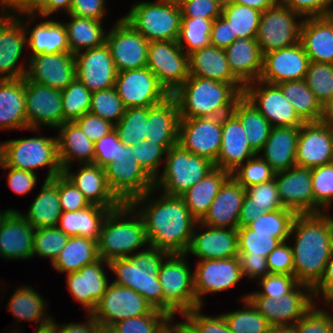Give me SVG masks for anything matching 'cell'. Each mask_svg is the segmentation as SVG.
Instances as JSON below:
<instances>
[{"label":"cell","instance_id":"obj_1","mask_svg":"<svg viewBox=\"0 0 333 333\" xmlns=\"http://www.w3.org/2000/svg\"><path fill=\"white\" fill-rule=\"evenodd\" d=\"M154 192L153 188L130 203L144 221L149 246L169 254L186 253L197 220L180 196L161 193L154 200Z\"/></svg>","mask_w":333,"mask_h":333},{"label":"cell","instance_id":"obj_2","mask_svg":"<svg viewBox=\"0 0 333 333\" xmlns=\"http://www.w3.org/2000/svg\"><path fill=\"white\" fill-rule=\"evenodd\" d=\"M295 240L293 275L299 284L312 289L320 282L333 251V217L321 213L297 214L290 237Z\"/></svg>","mask_w":333,"mask_h":333},{"label":"cell","instance_id":"obj_3","mask_svg":"<svg viewBox=\"0 0 333 333\" xmlns=\"http://www.w3.org/2000/svg\"><path fill=\"white\" fill-rule=\"evenodd\" d=\"M244 87V84L189 76L172 96L178 104L180 119L222 117L232 113Z\"/></svg>","mask_w":333,"mask_h":333},{"label":"cell","instance_id":"obj_4","mask_svg":"<svg viewBox=\"0 0 333 333\" xmlns=\"http://www.w3.org/2000/svg\"><path fill=\"white\" fill-rule=\"evenodd\" d=\"M145 245L149 246L144 221L130 203L109 211L97 241L100 259L110 262L126 258Z\"/></svg>","mask_w":333,"mask_h":333},{"label":"cell","instance_id":"obj_5","mask_svg":"<svg viewBox=\"0 0 333 333\" xmlns=\"http://www.w3.org/2000/svg\"><path fill=\"white\" fill-rule=\"evenodd\" d=\"M186 258V253H170L159 267L163 312L171 317L177 312L183 316L200 306L195 296L193 270H190Z\"/></svg>","mask_w":333,"mask_h":333},{"label":"cell","instance_id":"obj_6","mask_svg":"<svg viewBox=\"0 0 333 333\" xmlns=\"http://www.w3.org/2000/svg\"><path fill=\"white\" fill-rule=\"evenodd\" d=\"M178 1H141L133 4L123 17L136 31L150 41H177L181 28Z\"/></svg>","mask_w":333,"mask_h":333},{"label":"cell","instance_id":"obj_7","mask_svg":"<svg viewBox=\"0 0 333 333\" xmlns=\"http://www.w3.org/2000/svg\"><path fill=\"white\" fill-rule=\"evenodd\" d=\"M164 164L154 189L169 196H181L215 168L210 160L190 153L178 143L167 151Z\"/></svg>","mask_w":333,"mask_h":333},{"label":"cell","instance_id":"obj_8","mask_svg":"<svg viewBox=\"0 0 333 333\" xmlns=\"http://www.w3.org/2000/svg\"><path fill=\"white\" fill-rule=\"evenodd\" d=\"M5 166L35 172L48 166L45 180L63 173L56 137H30L5 141Z\"/></svg>","mask_w":333,"mask_h":333},{"label":"cell","instance_id":"obj_9","mask_svg":"<svg viewBox=\"0 0 333 333\" xmlns=\"http://www.w3.org/2000/svg\"><path fill=\"white\" fill-rule=\"evenodd\" d=\"M246 298L271 327L295 325L317 303L313 289L304 284H298L278 300L270 296H259L256 292L246 294Z\"/></svg>","mask_w":333,"mask_h":333},{"label":"cell","instance_id":"obj_10","mask_svg":"<svg viewBox=\"0 0 333 333\" xmlns=\"http://www.w3.org/2000/svg\"><path fill=\"white\" fill-rule=\"evenodd\" d=\"M302 19L280 1L262 12L256 35L262 55L299 43Z\"/></svg>","mask_w":333,"mask_h":333},{"label":"cell","instance_id":"obj_11","mask_svg":"<svg viewBox=\"0 0 333 333\" xmlns=\"http://www.w3.org/2000/svg\"><path fill=\"white\" fill-rule=\"evenodd\" d=\"M131 153L132 145L122 142L120 159L104 167L109 187L122 203H131L154 188V180Z\"/></svg>","mask_w":333,"mask_h":333},{"label":"cell","instance_id":"obj_12","mask_svg":"<svg viewBox=\"0 0 333 333\" xmlns=\"http://www.w3.org/2000/svg\"><path fill=\"white\" fill-rule=\"evenodd\" d=\"M147 67L172 95L188 78V55L177 41H150Z\"/></svg>","mask_w":333,"mask_h":333},{"label":"cell","instance_id":"obj_13","mask_svg":"<svg viewBox=\"0 0 333 333\" xmlns=\"http://www.w3.org/2000/svg\"><path fill=\"white\" fill-rule=\"evenodd\" d=\"M243 96L257 108L272 127H300L304 123L277 84L261 80L248 83L244 87Z\"/></svg>","mask_w":333,"mask_h":333},{"label":"cell","instance_id":"obj_14","mask_svg":"<svg viewBox=\"0 0 333 333\" xmlns=\"http://www.w3.org/2000/svg\"><path fill=\"white\" fill-rule=\"evenodd\" d=\"M153 309L133 289L111 282L91 314L99 325L112 327L119 321L149 314Z\"/></svg>","mask_w":333,"mask_h":333},{"label":"cell","instance_id":"obj_15","mask_svg":"<svg viewBox=\"0 0 333 333\" xmlns=\"http://www.w3.org/2000/svg\"><path fill=\"white\" fill-rule=\"evenodd\" d=\"M106 44L118 72L147 67L149 41L123 18L107 32Z\"/></svg>","mask_w":333,"mask_h":333},{"label":"cell","instance_id":"obj_16","mask_svg":"<svg viewBox=\"0 0 333 333\" xmlns=\"http://www.w3.org/2000/svg\"><path fill=\"white\" fill-rule=\"evenodd\" d=\"M115 88L125 108H148L170 96L148 67L118 72Z\"/></svg>","mask_w":333,"mask_h":333},{"label":"cell","instance_id":"obj_17","mask_svg":"<svg viewBox=\"0 0 333 333\" xmlns=\"http://www.w3.org/2000/svg\"><path fill=\"white\" fill-rule=\"evenodd\" d=\"M221 143L222 117L180 119L178 144L190 153L215 163Z\"/></svg>","mask_w":333,"mask_h":333},{"label":"cell","instance_id":"obj_18","mask_svg":"<svg viewBox=\"0 0 333 333\" xmlns=\"http://www.w3.org/2000/svg\"><path fill=\"white\" fill-rule=\"evenodd\" d=\"M27 130L55 128L63 124L62 91L25 78Z\"/></svg>","mask_w":333,"mask_h":333},{"label":"cell","instance_id":"obj_19","mask_svg":"<svg viewBox=\"0 0 333 333\" xmlns=\"http://www.w3.org/2000/svg\"><path fill=\"white\" fill-rule=\"evenodd\" d=\"M239 256L198 261L193 270L197 303L203 306L206 294L230 290L243 278Z\"/></svg>","mask_w":333,"mask_h":333},{"label":"cell","instance_id":"obj_20","mask_svg":"<svg viewBox=\"0 0 333 333\" xmlns=\"http://www.w3.org/2000/svg\"><path fill=\"white\" fill-rule=\"evenodd\" d=\"M76 78L90 91L115 87L118 71L106 42L74 54Z\"/></svg>","mask_w":333,"mask_h":333},{"label":"cell","instance_id":"obj_21","mask_svg":"<svg viewBox=\"0 0 333 333\" xmlns=\"http://www.w3.org/2000/svg\"><path fill=\"white\" fill-rule=\"evenodd\" d=\"M108 268L117 277L112 281L113 283L133 289L144 297L153 308L163 311L162 286L158 278L159 270H143L132 255L110 261Z\"/></svg>","mask_w":333,"mask_h":333},{"label":"cell","instance_id":"obj_22","mask_svg":"<svg viewBox=\"0 0 333 333\" xmlns=\"http://www.w3.org/2000/svg\"><path fill=\"white\" fill-rule=\"evenodd\" d=\"M25 78L29 81L63 91L76 78L74 54L62 52L28 57Z\"/></svg>","mask_w":333,"mask_h":333},{"label":"cell","instance_id":"obj_23","mask_svg":"<svg viewBox=\"0 0 333 333\" xmlns=\"http://www.w3.org/2000/svg\"><path fill=\"white\" fill-rule=\"evenodd\" d=\"M333 157V126L324 122H304L299 127L296 165L314 168L330 164Z\"/></svg>","mask_w":333,"mask_h":333},{"label":"cell","instance_id":"obj_24","mask_svg":"<svg viewBox=\"0 0 333 333\" xmlns=\"http://www.w3.org/2000/svg\"><path fill=\"white\" fill-rule=\"evenodd\" d=\"M20 16L0 15V79L24 78L27 65L18 64L27 34Z\"/></svg>","mask_w":333,"mask_h":333},{"label":"cell","instance_id":"obj_25","mask_svg":"<svg viewBox=\"0 0 333 333\" xmlns=\"http://www.w3.org/2000/svg\"><path fill=\"white\" fill-rule=\"evenodd\" d=\"M309 62L300 42L268 52L263 55V70L259 80L270 84L303 80Z\"/></svg>","mask_w":333,"mask_h":333},{"label":"cell","instance_id":"obj_26","mask_svg":"<svg viewBox=\"0 0 333 333\" xmlns=\"http://www.w3.org/2000/svg\"><path fill=\"white\" fill-rule=\"evenodd\" d=\"M274 178L284 208L296 214L314 213L311 168L295 165L276 172Z\"/></svg>","mask_w":333,"mask_h":333},{"label":"cell","instance_id":"obj_27","mask_svg":"<svg viewBox=\"0 0 333 333\" xmlns=\"http://www.w3.org/2000/svg\"><path fill=\"white\" fill-rule=\"evenodd\" d=\"M197 226L206 230L198 232ZM198 257V261L213 259H228L238 256L237 229L214 228L197 221L190 246L186 254Z\"/></svg>","mask_w":333,"mask_h":333},{"label":"cell","instance_id":"obj_28","mask_svg":"<svg viewBox=\"0 0 333 333\" xmlns=\"http://www.w3.org/2000/svg\"><path fill=\"white\" fill-rule=\"evenodd\" d=\"M103 265L109 266V262L99 259L76 272L66 274L70 293L83 305L87 314L92 313L110 284Z\"/></svg>","mask_w":333,"mask_h":333},{"label":"cell","instance_id":"obj_29","mask_svg":"<svg viewBox=\"0 0 333 333\" xmlns=\"http://www.w3.org/2000/svg\"><path fill=\"white\" fill-rule=\"evenodd\" d=\"M34 232L18 210H9L0 222V256L7 260L31 259Z\"/></svg>","mask_w":333,"mask_h":333},{"label":"cell","instance_id":"obj_30","mask_svg":"<svg viewBox=\"0 0 333 333\" xmlns=\"http://www.w3.org/2000/svg\"><path fill=\"white\" fill-rule=\"evenodd\" d=\"M255 155L240 120L233 113L222 116V143L214 166L231 174Z\"/></svg>","mask_w":333,"mask_h":333},{"label":"cell","instance_id":"obj_31","mask_svg":"<svg viewBox=\"0 0 333 333\" xmlns=\"http://www.w3.org/2000/svg\"><path fill=\"white\" fill-rule=\"evenodd\" d=\"M245 193V188L230 176L199 222L214 228L237 229Z\"/></svg>","mask_w":333,"mask_h":333},{"label":"cell","instance_id":"obj_32","mask_svg":"<svg viewBox=\"0 0 333 333\" xmlns=\"http://www.w3.org/2000/svg\"><path fill=\"white\" fill-rule=\"evenodd\" d=\"M63 174L73 182L90 204L105 208H118L123 204L111 191L103 167L81 164L78 172L72 173L70 168H66Z\"/></svg>","mask_w":333,"mask_h":333},{"label":"cell","instance_id":"obj_33","mask_svg":"<svg viewBox=\"0 0 333 333\" xmlns=\"http://www.w3.org/2000/svg\"><path fill=\"white\" fill-rule=\"evenodd\" d=\"M300 43L310 62L333 64V21L327 16L304 18Z\"/></svg>","mask_w":333,"mask_h":333},{"label":"cell","instance_id":"obj_34","mask_svg":"<svg viewBox=\"0 0 333 333\" xmlns=\"http://www.w3.org/2000/svg\"><path fill=\"white\" fill-rule=\"evenodd\" d=\"M179 121L178 104L172 95L148 107L147 140L162 145L168 151L178 143Z\"/></svg>","mask_w":333,"mask_h":333},{"label":"cell","instance_id":"obj_35","mask_svg":"<svg viewBox=\"0 0 333 333\" xmlns=\"http://www.w3.org/2000/svg\"><path fill=\"white\" fill-rule=\"evenodd\" d=\"M233 74L244 84L260 79L263 70V55L253 38H240L225 49Z\"/></svg>","mask_w":333,"mask_h":333},{"label":"cell","instance_id":"obj_36","mask_svg":"<svg viewBox=\"0 0 333 333\" xmlns=\"http://www.w3.org/2000/svg\"><path fill=\"white\" fill-rule=\"evenodd\" d=\"M189 75L228 84H243L230 69L225 49L206 46L188 55Z\"/></svg>","mask_w":333,"mask_h":333},{"label":"cell","instance_id":"obj_37","mask_svg":"<svg viewBox=\"0 0 333 333\" xmlns=\"http://www.w3.org/2000/svg\"><path fill=\"white\" fill-rule=\"evenodd\" d=\"M57 130L58 158L62 170L71 169L75 159L78 164H93L94 142L87 138L75 122H65Z\"/></svg>","mask_w":333,"mask_h":333},{"label":"cell","instance_id":"obj_38","mask_svg":"<svg viewBox=\"0 0 333 333\" xmlns=\"http://www.w3.org/2000/svg\"><path fill=\"white\" fill-rule=\"evenodd\" d=\"M299 127H272L264 144L262 158L275 172L284 171L296 165V149Z\"/></svg>","mask_w":333,"mask_h":333},{"label":"cell","instance_id":"obj_39","mask_svg":"<svg viewBox=\"0 0 333 333\" xmlns=\"http://www.w3.org/2000/svg\"><path fill=\"white\" fill-rule=\"evenodd\" d=\"M0 129H27L25 77L0 79Z\"/></svg>","mask_w":333,"mask_h":333},{"label":"cell","instance_id":"obj_40","mask_svg":"<svg viewBox=\"0 0 333 333\" xmlns=\"http://www.w3.org/2000/svg\"><path fill=\"white\" fill-rule=\"evenodd\" d=\"M21 215L35 229L56 227L62 213L59 201V175L45 180L26 214Z\"/></svg>","mask_w":333,"mask_h":333},{"label":"cell","instance_id":"obj_41","mask_svg":"<svg viewBox=\"0 0 333 333\" xmlns=\"http://www.w3.org/2000/svg\"><path fill=\"white\" fill-rule=\"evenodd\" d=\"M23 24L27 34V45L32 52L31 56L41 53L70 52L67 30L63 21L42 20L31 29L27 26L28 22Z\"/></svg>","mask_w":333,"mask_h":333},{"label":"cell","instance_id":"obj_42","mask_svg":"<svg viewBox=\"0 0 333 333\" xmlns=\"http://www.w3.org/2000/svg\"><path fill=\"white\" fill-rule=\"evenodd\" d=\"M96 204L74 211L62 212L57 227L66 235L81 236L98 241L102 223L110 210Z\"/></svg>","mask_w":333,"mask_h":333},{"label":"cell","instance_id":"obj_43","mask_svg":"<svg viewBox=\"0 0 333 333\" xmlns=\"http://www.w3.org/2000/svg\"><path fill=\"white\" fill-rule=\"evenodd\" d=\"M246 193L239 214L238 227L247 226L265 212L284 208L275 178L245 189Z\"/></svg>","mask_w":333,"mask_h":333},{"label":"cell","instance_id":"obj_44","mask_svg":"<svg viewBox=\"0 0 333 333\" xmlns=\"http://www.w3.org/2000/svg\"><path fill=\"white\" fill-rule=\"evenodd\" d=\"M230 176L231 174L228 171L215 167L180 196L188 207L190 214L197 221H200L207 213L220 187Z\"/></svg>","mask_w":333,"mask_h":333},{"label":"cell","instance_id":"obj_45","mask_svg":"<svg viewBox=\"0 0 333 333\" xmlns=\"http://www.w3.org/2000/svg\"><path fill=\"white\" fill-rule=\"evenodd\" d=\"M99 259L97 241L81 236H70L65 247L51 264L56 271L68 274Z\"/></svg>","mask_w":333,"mask_h":333},{"label":"cell","instance_id":"obj_46","mask_svg":"<svg viewBox=\"0 0 333 333\" xmlns=\"http://www.w3.org/2000/svg\"><path fill=\"white\" fill-rule=\"evenodd\" d=\"M232 113L240 120L252 150L261 155L272 129L269 121L243 95L236 101Z\"/></svg>","mask_w":333,"mask_h":333},{"label":"cell","instance_id":"obj_47","mask_svg":"<svg viewBox=\"0 0 333 333\" xmlns=\"http://www.w3.org/2000/svg\"><path fill=\"white\" fill-rule=\"evenodd\" d=\"M68 16L70 20L64 24L72 54L83 51V49L87 50L101 46L106 42L107 31L103 27V21L73 15Z\"/></svg>","mask_w":333,"mask_h":333},{"label":"cell","instance_id":"obj_48","mask_svg":"<svg viewBox=\"0 0 333 333\" xmlns=\"http://www.w3.org/2000/svg\"><path fill=\"white\" fill-rule=\"evenodd\" d=\"M35 290L32 286L18 287L11 295L7 306L18 321H31L39 323L38 326H41L48 323L52 318L46 314L48 302L45 299L43 300V297Z\"/></svg>","mask_w":333,"mask_h":333},{"label":"cell","instance_id":"obj_49","mask_svg":"<svg viewBox=\"0 0 333 333\" xmlns=\"http://www.w3.org/2000/svg\"><path fill=\"white\" fill-rule=\"evenodd\" d=\"M304 122H319L321 120L322 105L315 98L305 80L286 81L277 84Z\"/></svg>","mask_w":333,"mask_h":333},{"label":"cell","instance_id":"obj_50","mask_svg":"<svg viewBox=\"0 0 333 333\" xmlns=\"http://www.w3.org/2000/svg\"><path fill=\"white\" fill-rule=\"evenodd\" d=\"M114 130L125 145L140 147L148 136V108L142 106L126 108L120 121L114 125Z\"/></svg>","mask_w":333,"mask_h":333},{"label":"cell","instance_id":"obj_51","mask_svg":"<svg viewBox=\"0 0 333 333\" xmlns=\"http://www.w3.org/2000/svg\"><path fill=\"white\" fill-rule=\"evenodd\" d=\"M262 12L248 6L223 2L222 15L230 21L232 37L256 39Z\"/></svg>","mask_w":333,"mask_h":333},{"label":"cell","instance_id":"obj_52","mask_svg":"<svg viewBox=\"0 0 333 333\" xmlns=\"http://www.w3.org/2000/svg\"><path fill=\"white\" fill-rule=\"evenodd\" d=\"M240 302L244 304V308L223 314L229 329L233 333H268L270 324L246 295L242 296Z\"/></svg>","mask_w":333,"mask_h":333},{"label":"cell","instance_id":"obj_53","mask_svg":"<svg viewBox=\"0 0 333 333\" xmlns=\"http://www.w3.org/2000/svg\"><path fill=\"white\" fill-rule=\"evenodd\" d=\"M296 213L282 208L265 212L247 226L256 233L273 234L281 243L290 240V233Z\"/></svg>","mask_w":333,"mask_h":333},{"label":"cell","instance_id":"obj_54","mask_svg":"<svg viewBox=\"0 0 333 333\" xmlns=\"http://www.w3.org/2000/svg\"><path fill=\"white\" fill-rule=\"evenodd\" d=\"M213 21L202 18H181V28L177 42L187 55L210 45Z\"/></svg>","mask_w":333,"mask_h":333},{"label":"cell","instance_id":"obj_55","mask_svg":"<svg viewBox=\"0 0 333 333\" xmlns=\"http://www.w3.org/2000/svg\"><path fill=\"white\" fill-rule=\"evenodd\" d=\"M92 92L77 78L62 91L63 123L74 122L90 111Z\"/></svg>","mask_w":333,"mask_h":333},{"label":"cell","instance_id":"obj_56","mask_svg":"<svg viewBox=\"0 0 333 333\" xmlns=\"http://www.w3.org/2000/svg\"><path fill=\"white\" fill-rule=\"evenodd\" d=\"M238 256L267 257L281 242L273 234L256 233L248 226L238 227Z\"/></svg>","mask_w":333,"mask_h":333},{"label":"cell","instance_id":"obj_57","mask_svg":"<svg viewBox=\"0 0 333 333\" xmlns=\"http://www.w3.org/2000/svg\"><path fill=\"white\" fill-rule=\"evenodd\" d=\"M125 109L115 87L92 92L89 112L111 122L113 125L120 121Z\"/></svg>","mask_w":333,"mask_h":333},{"label":"cell","instance_id":"obj_58","mask_svg":"<svg viewBox=\"0 0 333 333\" xmlns=\"http://www.w3.org/2000/svg\"><path fill=\"white\" fill-rule=\"evenodd\" d=\"M69 236L56 227L35 229L33 237V257L37 254L50 258L51 263L65 247Z\"/></svg>","mask_w":333,"mask_h":333},{"label":"cell","instance_id":"obj_59","mask_svg":"<svg viewBox=\"0 0 333 333\" xmlns=\"http://www.w3.org/2000/svg\"><path fill=\"white\" fill-rule=\"evenodd\" d=\"M304 80L323 105L333 95V64L309 62Z\"/></svg>","mask_w":333,"mask_h":333},{"label":"cell","instance_id":"obj_60","mask_svg":"<svg viewBox=\"0 0 333 333\" xmlns=\"http://www.w3.org/2000/svg\"><path fill=\"white\" fill-rule=\"evenodd\" d=\"M275 173L271 166L256 154L233 171L231 176L246 189L274 179Z\"/></svg>","mask_w":333,"mask_h":333},{"label":"cell","instance_id":"obj_61","mask_svg":"<svg viewBox=\"0 0 333 333\" xmlns=\"http://www.w3.org/2000/svg\"><path fill=\"white\" fill-rule=\"evenodd\" d=\"M311 177L314 213H321L333 203V164L311 168Z\"/></svg>","mask_w":333,"mask_h":333},{"label":"cell","instance_id":"obj_62","mask_svg":"<svg viewBox=\"0 0 333 333\" xmlns=\"http://www.w3.org/2000/svg\"><path fill=\"white\" fill-rule=\"evenodd\" d=\"M170 317L154 308L149 314L119 321L112 327L118 333H157Z\"/></svg>","mask_w":333,"mask_h":333},{"label":"cell","instance_id":"obj_63","mask_svg":"<svg viewBox=\"0 0 333 333\" xmlns=\"http://www.w3.org/2000/svg\"><path fill=\"white\" fill-rule=\"evenodd\" d=\"M166 153L167 150L162 145L152 143L146 139L140 147L132 146L131 155H134L137 163L155 181L159 176L160 163L165 162Z\"/></svg>","mask_w":333,"mask_h":333},{"label":"cell","instance_id":"obj_64","mask_svg":"<svg viewBox=\"0 0 333 333\" xmlns=\"http://www.w3.org/2000/svg\"><path fill=\"white\" fill-rule=\"evenodd\" d=\"M203 306L195 307L182 317L195 333H233L222 315H202Z\"/></svg>","mask_w":333,"mask_h":333},{"label":"cell","instance_id":"obj_65","mask_svg":"<svg viewBox=\"0 0 333 333\" xmlns=\"http://www.w3.org/2000/svg\"><path fill=\"white\" fill-rule=\"evenodd\" d=\"M298 333H333V314L317 303L296 323Z\"/></svg>","mask_w":333,"mask_h":333},{"label":"cell","instance_id":"obj_66","mask_svg":"<svg viewBox=\"0 0 333 333\" xmlns=\"http://www.w3.org/2000/svg\"><path fill=\"white\" fill-rule=\"evenodd\" d=\"M262 290L256 291L259 296L274 297L275 300L290 293L299 283L294 275L269 273L258 279Z\"/></svg>","mask_w":333,"mask_h":333},{"label":"cell","instance_id":"obj_67","mask_svg":"<svg viewBox=\"0 0 333 333\" xmlns=\"http://www.w3.org/2000/svg\"><path fill=\"white\" fill-rule=\"evenodd\" d=\"M224 0H179L182 18L215 20L222 15Z\"/></svg>","mask_w":333,"mask_h":333},{"label":"cell","instance_id":"obj_68","mask_svg":"<svg viewBox=\"0 0 333 333\" xmlns=\"http://www.w3.org/2000/svg\"><path fill=\"white\" fill-rule=\"evenodd\" d=\"M121 143L115 130L94 143L93 164L105 167L109 163L117 162L121 155Z\"/></svg>","mask_w":333,"mask_h":333},{"label":"cell","instance_id":"obj_69","mask_svg":"<svg viewBox=\"0 0 333 333\" xmlns=\"http://www.w3.org/2000/svg\"><path fill=\"white\" fill-rule=\"evenodd\" d=\"M59 201L62 212H74L90 205L84 195L63 173L59 175Z\"/></svg>","mask_w":333,"mask_h":333},{"label":"cell","instance_id":"obj_70","mask_svg":"<svg viewBox=\"0 0 333 333\" xmlns=\"http://www.w3.org/2000/svg\"><path fill=\"white\" fill-rule=\"evenodd\" d=\"M288 241L280 243L267 257L270 273L293 275V250Z\"/></svg>","mask_w":333,"mask_h":333},{"label":"cell","instance_id":"obj_71","mask_svg":"<svg viewBox=\"0 0 333 333\" xmlns=\"http://www.w3.org/2000/svg\"><path fill=\"white\" fill-rule=\"evenodd\" d=\"M94 143L114 130V125L90 112L74 121Z\"/></svg>","mask_w":333,"mask_h":333},{"label":"cell","instance_id":"obj_72","mask_svg":"<svg viewBox=\"0 0 333 333\" xmlns=\"http://www.w3.org/2000/svg\"><path fill=\"white\" fill-rule=\"evenodd\" d=\"M280 2L303 18L326 16L331 5V0H280Z\"/></svg>","mask_w":333,"mask_h":333},{"label":"cell","instance_id":"obj_73","mask_svg":"<svg viewBox=\"0 0 333 333\" xmlns=\"http://www.w3.org/2000/svg\"><path fill=\"white\" fill-rule=\"evenodd\" d=\"M9 170L7 183L11 190L20 195L31 192L37 184V175L34 172L11 168L4 165L3 170Z\"/></svg>","mask_w":333,"mask_h":333},{"label":"cell","instance_id":"obj_74","mask_svg":"<svg viewBox=\"0 0 333 333\" xmlns=\"http://www.w3.org/2000/svg\"><path fill=\"white\" fill-rule=\"evenodd\" d=\"M106 0H73L67 15L81 18H91L103 21L105 16Z\"/></svg>","mask_w":333,"mask_h":333},{"label":"cell","instance_id":"obj_75","mask_svg":"<svg viewBox=\"0 0 333 333\" xmlns=\"http://www.w3.org/2000/svg\"><path fill=\"white\" fill-rule=\"evenodd\" d=\"M237 37H232L230 21L223 15L213 21L210 33V45L226 49Z\"/></svg>","mask_w":333,"mask_h":333},{"label":"cell","instance_id":"obj_76","mask_svg":"<svg viewBox=\"0 0 333 333\" xmlns=\"http://www.w3.org/2000/svg\"><path fill=\"white\" fill-rule=\"evenodd\" d=\"M239 259L243 276L249 279H260L270 273L267 267L266 257L239 256Z\"/></svg>","mask_w":333,"mask_h":333},{"label":"cell","instance_id":"obj_77","mask_svg":"<svg viewBox=\"0 0 333 333\" xmlns=\"http://www.w3.org/2000/svg\"><path fill=\"white\" fill-rule=\"evenodd\" d=\"M168 254L169 253L164 250L148 246L147 249L142 248V250L132 256L137 260L138 265L143 270H159L162 261Z\"/></svg>","mask_w":333,"mask_h":333},{"label":"cell","instance_id":"obj_78","mask_svg":"<svg viewBox=\"0 0 333 333\" xmlns=\"http://www.w3.org/2000/svg\"><path fill=\"white\" fill-rule=\"evenodd\" d=\"M325 303L324 306L333 301V251L326 264L325 272L320 282L313 288L314 298L317 300L320 296Z\"/></svg>","mask_w":333,"mask_h":333},{"label":"cell","instance_id":"obj_79","mask_svg":"<svg viewBox=\"0 0 333 333\" xmlns=\"http://www.w3.org/2000/svg\"><path fill=\"white\" fill-rule=\"evenodd\" d=\"M0 15L15 16L22 14L37 15V0H0Z\"/></svg>","mask_w":333,"mask_h":333},{"label":"cell","instance_id":"obj_80","mask_svg":"<svg viewBox=\"0 0 333 333\" xmlns=\"http://www.w3.org/2000/svg\"><path fill=\"white\" fill-rule=\"evenodd\" d=\"M72 1L73 0H37V15L23 14L22 16H28V22L30 23L38 16L47 19V17L58 10H64L66 14H69Z\"/></svg>","mask_w":333,"mask_h":333}]
</instances>
